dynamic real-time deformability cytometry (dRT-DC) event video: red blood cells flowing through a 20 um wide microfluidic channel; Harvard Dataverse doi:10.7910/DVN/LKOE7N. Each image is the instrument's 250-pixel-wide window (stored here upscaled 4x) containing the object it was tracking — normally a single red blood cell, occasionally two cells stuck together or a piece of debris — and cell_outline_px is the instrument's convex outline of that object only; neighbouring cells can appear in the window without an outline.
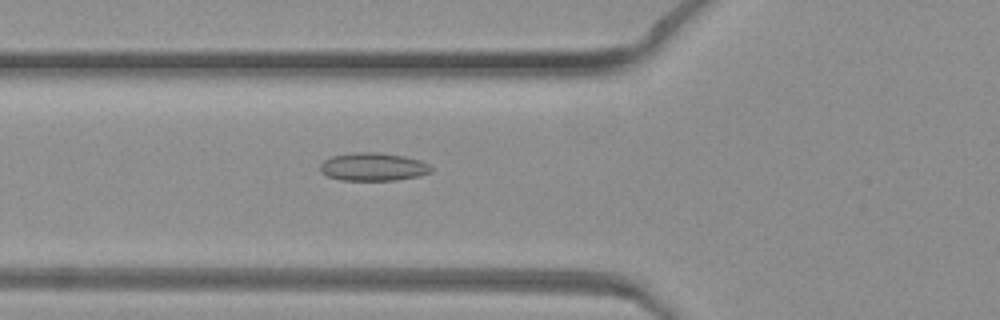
{"species": "common noctule bat (a hibernating species)", "species_latin": "Nyctalus noctula", "temperature_condition": "warm", "stored_images_in_passage": 48, "camera_frame_rate_fps": 3000, "um_per_image_px": 0.085, "animal": {"sex": "female", "body_mass_g": 19.3, "forearm_length_mm": 54.1}, "frame": {"image": 1, "passage_image": 18, "time_ms": 5.667, "image_size_px": [1000, 320], "cell_outline_px": [[432, 172], [420, 176], [396, 180], [340, 180], [328, 176], [320, 172], [320, 164], [324, 160], [332, 156], [356, 152], [376, 152], [404, 156], [420, 160], [428, 164], [432, 168]], "centroid_in_image_um": [31.72, 14.18], "position_along_channel_um": 94.1, "area_um2": 18.21}}
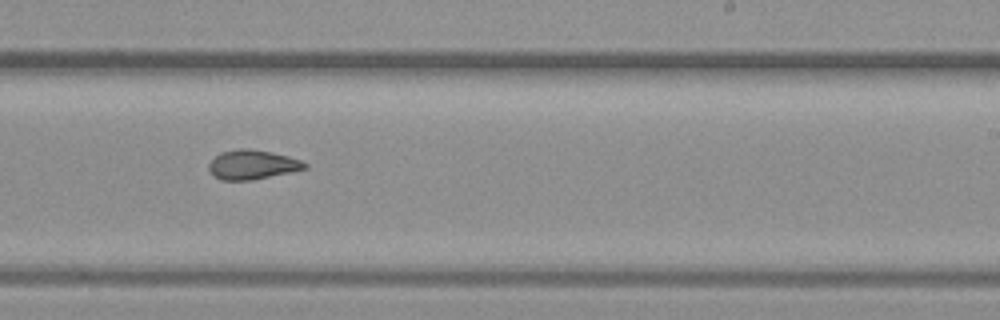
{"frame": {"image": 2, "passage_image": 30, "time_ms": 9.667, "image_size_px": [1000, 320], "cell_outline_px": [[308, 168], [292, 172], [252, 180], [220, 180], [212, 176], [208, 168], [208, 164], [220, 152], [240, 148], [248, 148], [272, 152], [288, 156], [300, 160], [308, 164]], "centroid_in_image_um": [21.44, 14.0], "position_along_channel_um": 267.6, "area_um2": 16.59}}
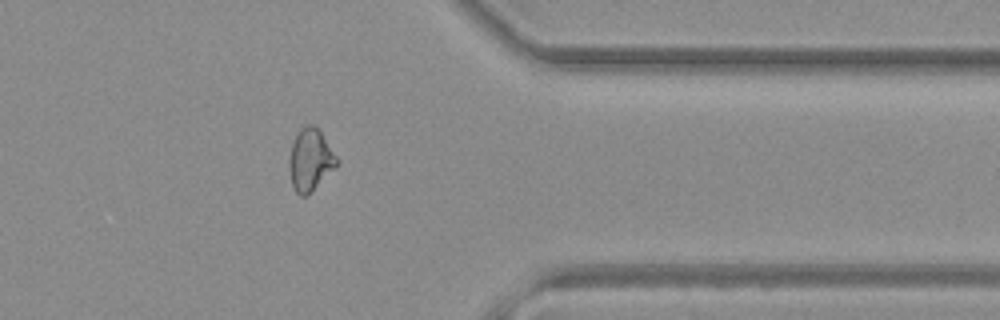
{"frame": {"image": 3, "passage_image": 39, "time_ms": 12.667, "image_size_px": [1000, 320], "cell_outline_px": [[340, 160], [308, 196], [300, 196], [296, 192], [292, 184], [288, 168], [288, 160], [292, 144], [300, 128], [308, 124], [312, 124], [320, 132]], "centroid_in_image_um": [26.35, 13.6], "position_along_channel_um": 385.1, "area_um2": 16.99}}